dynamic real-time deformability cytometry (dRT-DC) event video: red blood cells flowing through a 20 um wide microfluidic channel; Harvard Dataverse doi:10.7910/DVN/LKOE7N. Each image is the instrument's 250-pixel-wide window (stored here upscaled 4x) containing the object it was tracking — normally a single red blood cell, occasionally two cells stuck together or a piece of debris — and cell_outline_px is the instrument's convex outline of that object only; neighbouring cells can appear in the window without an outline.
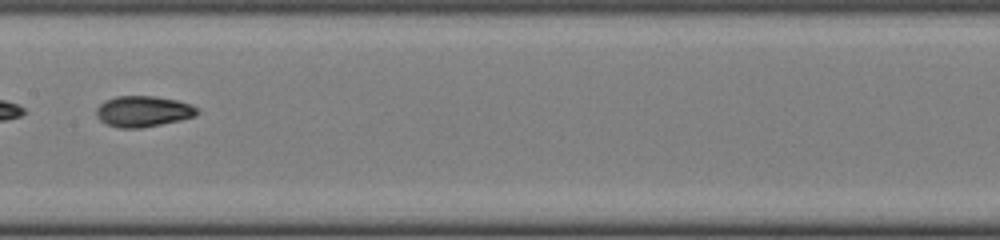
{"species": "common noctule bat (a hibernating species)", "species_latin": "Nyctalus noctula", "temperature_condition": "cold", "stored_images_in_passage": 31, "camera_frame_rate_fps": 3000, "um_per_image_px": 0.085, "animal": {"sex": "female", "body_mass_g": 22.0, "forearm_length_mm": 56.7}, "frame": {"image": 1, "passage_image": 10, "time_ms": 3.0, "image_size_px": [1000, 240], "cell_outline_px": [[200, 112], [196, 116], [180, 120], [140, 128], [120, 128], [108, 124], [100, 120], [96, 116], [96, 108], [104, 100], [116, 96], [156, 96], [176, 100], [192, 104]], "centroid_in_image_um": [12.17, 9.45], "position_along_channel_um": 195.2, "area_um2": 18.21}}
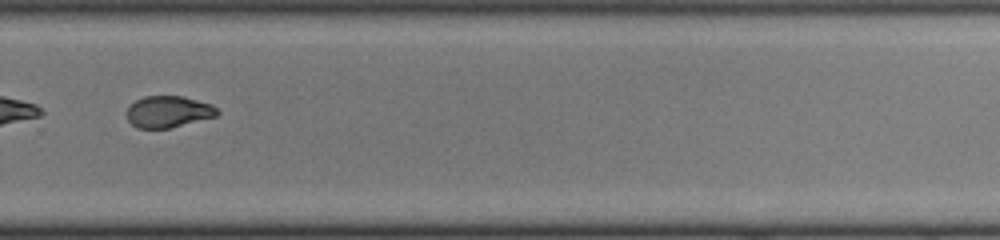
{"frame": {"image": 2, "passage_image": 18, "time_ms": 5.667, "image_size_px": [1000, 240], "cell_outline_px": [[220, 112], [216, 116], [168, 128], [136, 128], [128, 120], [128, 108], [136, 100], [144, 96], [184, 96], [212, 104]], "centroid_in_image_um": [14.32, 9.48], "position_along_channel_um": 315.5, "area_um2": 16.47}}